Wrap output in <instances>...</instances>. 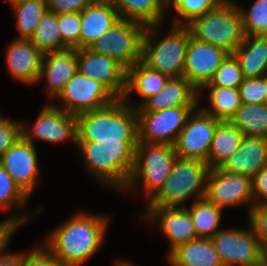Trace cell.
<instances>
[{
	"label": "cell",
	"instance_id": "obj_3",
	"mask_svg": "<svg viewBox=\"0 0 267 266\" xmlns=\"http://www.w3.org/2000/svg\"><path fill=\"white\" fill-rule=\"evenodd\" d=\"M138 141L120 143L77 142L89 172L104 185L125 191L134 166Z\"/></svg>",
	"mask_w": 267,
	"mask_h": 266
},
{
	"label": "cell",
	"instance_id": "obj_50",
	"mask_svg": "<svg viewBox=\"0 0 267 266\" xmlns=\"http://www.w3.org/2000/svg\"><path fill=\"white\" fill-rule=\"evenodd\" d=\"M8 2V4L12 7L20 2H24L26 0H6Z\"/></svg>",
	"mask_w": 267,
	"mask_h": 266
},
{
	"label": "cell",
	"instance_id": "obj_6",
	"mask_svg": "<svg viewBox=\"0 0 267 266\" xmlns=\"http://www.w3.org/2000/svg\"><path fill=\"white\" fill-rule=\"evenodd\" d=\"M209 170L204 161L177 157L163 187L146 207H185L181 204L189 197L203 198Z\"/></svg>",
	"mask_w": 267,
	"mask_h": 266
},
{
	"label": "cell",
	"instance_id": "obj_20",
	"mask_svg": "<svg viewBox=\"0 0 267 266\" xmlns=\"http://www.w3.org/2000/svg\"><path fill=\"white\" fill-rule=\"evenodd\" d=\"M198 90L184 77L169 78L164 87L146 99L136 112H155L175 107H197Z\"/></svg>",
	"mask_w": 267,
	"mask_h": 266
},
{
	"label": "cell",
	"instance_id": "obj_31",
	"mask_svg": "<svg viewBox=\"0 0 267 266\" xmlns=\"http://www.w3.org/2000/svg\"><path fill=\"white\" fill-rule=\"evenodd\" d=\"M192 219L196 234L200 238H211L218 230L223 209L209 202L205 197L185 207Z\"/></svg>",
	"mask_w": 267,
	"mask_h": 266
},
{
	"label": "cell",
	"instance_id": "obj_48",
	"mask_svg": "<svg viewBox=\"0 0 267 266\" xmlns=\"http://www.w3.org/2000/svg\"><path fill=\"white\" fill-rule=\"evenodd\" d=\"M116 266H135L134 264L128 262V260H117L115 263Z\"/></svg>",
	"mask_w": 267,
	"mask_h": 266
},
{
	"label": "cell",
	"instance_id": "obj_22",
	"mask_svg": "<svg viewBox=\"0 0 267 266\" xmlns=\"http://www.w3.org/2000/svg\"><path fill=\"white\" fill-rule=\"evenodd\" d=\"M80 19V49H84L121 18L110 0H94L80 12Z\"/></svg>",
	"mask_w": 267,
	"mask_h": 266
},
{
	"label": "cell",
	"instance_id": "obj_38",
	"mask_svg": "<svg viewBox=\"0 0 267 266\" xmlns=\"http://www.w3.org/2000/svg\"><path fill=\"white\" fill-rule=\"evenodd\" d=\"M58 25L62 37V50L80 49V13L58 14Z\"/></svg>",
	"mask_w": 267,
	"mask_h": 266
},
{
	"label": "cell",
	"instance_id": "obj_36",
	"mask_svg": "<svg viewBox=\"0 0 267 266\" xmlns=\"http://www.w3.org/2000/svg\"><path fill=\"white\" fill-rule=\"evenodd\" d=\"M243 79L237 59L233 54H228L215 71L212 80L204 86L239 88Z\"/></svg>",
	"mask_w": 267,
	"mask_h": 266
},
{
	"label": "cell",
	"instance_id": "obj_13",
	"mask_svg": "<svg viewBox=\"0 0 267 266\" xmlns=\"http://www.w3.org/2000/svg\"><path fill=\"white\" fill-rule=\"evenodd\" d=\"M220 122L197 107L188 117L174 144L177 157L207 163L212 138Z\"/></svg>",
	"mask_w": 267,
	"mask_h": 266
},
{
	"label": "cell",
	"instance_id": "obj_30",
	"mask_svg": "<svg viewBox=\"0 0 267 266\" xmlns=\"http://www.w3.org/2000/svg\"><path fill=\"white\" fill-rule=\"evenodd\" d=\"M229 122L245 136L267 138V103H242Z\"/></svg>",
	"mask_w": 267,
	"mask_h": 266
},
{
	"label": "cell",
	"instance_id": "obj_46",
	"mask_svg": "<svg viewBox=\"0 0 267 266\" xmlns=\"http://www.w3.org/2000/svg\"><path fill=\"white\" fill-rule=\"evenodd\" d=\"M6 250L7 247L0 252V266H21L22 253H12Z\"/></svg>",
	"mask_w": 267,
	"mask_h": 266
},
{
	"label": "cell",
	"instance_id": "obj_11",
	"mask_svg": "<svg viewBox=\"0 0 267 266\" xmlns=\"http://www.w3.org/2000/svg\"><path fill=\"white\" fill-rule=\"evenodd\" d=\"M210 239L224 266H251L265 254L252 226L218 230Z\"/></svg>",
	"mask_w": 267,
	"mask_h": 266
},
{
	"label": "cell",
	"instance_id": "obj_5",
	"mask_svg": "<svg viewBox=\"0 0 267 266\" xmlns=\"http://www.w3.org/2000/svg\"><path fill=\"white\" fill-rule=\"evenodd\" d=\"M191 36L232 54L243 42L244 32L237 4L225 0L216 9L194 18L186 25Z\"/></svg>",
	"mask_w": 267,
	"mask_h": 266
},
{
	"label": "cell",
	"instance_id": "obj_39",
	"mask_svg": "<svg viewBox=\"0 0 267 266\" xmlns=\"http://www.w3.org/2000/svg\"><path fill=\"white\" fill-rule=\"evenodd\" d=\"M248 214L250 225L260 241L264 253H267V201L254 204Z\"/></svg>",
	"mask_w": 267,
	"mask_h": 266
},
{
	"label": "cell",
	"instance_id": "obj_16",
	"mask_svg": "<svg viewBox=\"0 0 267 266\" xmlns=\"http://www.w3.org/2000/svg\"><path fill=\"white\" fill-rule=\"evenodd\" d=\"M228 54L222 48L197 40L190 33L183 76L200 92Z\"/></svg>",
	"mask_w": 267,
	"mask_h": 266
},
{
	"label": "cell",
	"instance_id": "obj_8",
	"mask_svg": "<svg viewBox=\"0 0 267 266\" xmlns=\"http://www.w3.org/2000/svg\"><path fill=\"white\" fill-rule=\"evenodd\" d=\"M146 26L140 22L120 19L97 38L88 49L112 57L126 70L142 60V44Z\"/></svg>",
	"mask_w": 267,
	"mask_h": 266
},
{
	"label": "cell",
	"instance_id": "obj_15",
	"mask_svg": "<svg viewBox=\"0 0 267 266\" xmlns=\"http://www.w3.org/2000/svg\"><path fill=\"white\" fill-rule=\"evenodd\" d=\"M35 145L22 136L2 155L0 165L29 197L38 183L39 163Z\"/></svg>",
	"mask_w": 267,
	"mask_h": 266
},
{
	"label": "cell",
	"instance_id": "obj_28",
	"mask_svg": "<svg viewBox=\"0 0 267 266\" xmlns=\"http://www.w3.org/2000/svg\"><path fill=\"white\" fill-rule=\"evenodd\" d=\"M121 19L136 21L146 27L163 23L166 0H110Z\"/></svg>",
	"mask_w": 267,
	"mask_h": 266
},
{
	"label": "cell",
	"instance_id": "obj_1",
	"mask_svg": "<svg viewBox=\"0 0 267 266\" xmlns=\"http://www.w3.org/2000/svg\"><path fill=\"white\" fill-rule=\"evenodd\" d=\"M110 219L79 211L50 232L42 246L64 266H83L102 246Z\"/></svg>",
	"mask_w": 267,
	"mask_h": 266
},
{
	"label": "cell",
	"instance_id": "obj_45",
	"mask_svg": "<svg viewBox=\"0 0 267 266\" xmlns=\"http://www.w3.org/2000/svg\"><path fill=\"white\" fill-rule=\"evenodd\" d=\"M254 204L267 201V166L259 170L252 178Z\"/></svg>",
	"mask_w": 267,
	"mask_h": 266
},
{
	"label": "cell",
	"instance_id": "obj_25",
	"mask_svg": "<svg viewBox=\"0 0 267 266\" xmlns=\"http://www.w3.org/2000/svg\"><path fill=\"white\" fill-rule=\"evenodd\" d=\"M232 54L244 78H259L267 73V37L245 35L243 42Z\"/></svg>",
	"mask_w": 267,
	"mask_h": 266
},
{
	"label": "cell",
	"instance_id": "obj_42",
	"mask_svg": "<svg viewBox=\"0 0 267 266\" xmlns=\"http://www.w3.org/2000/svg\"><path fill=\"white\" fill-rule=\"evenodd\" d=\"M21 266H64L43 246L35 247L29 254L22 252Z\"/></svg>",
	"mask_w": 267,
	"mask_h": 266
},
{
	"label": "cell",
	"instance_id": "obj_14",
	"mask_svg": "<svg viewBox=\"0 0 267 266\" xmlns=\"http://www.w3.org/2000/svg\"><path fill=\"white\" fill-rule=\"evenodd\" d=\"M21 128L22 137L33 145L34 138L50 143L71 139L74 145L77 144L76 115L67 113L53 104L42 108L32 127H26L22 122Z\"/></svg>",
	"mask_w": 267,
	"mask_h": 266
},
{
	"label": "cell",
	"instance_id": "obj_17",
	"mask_svg": "<svg viewBox=\"0 0 267 266\" xmlns=\"http://www.w3.org/2000/svg\"><path fill=\"white\" fill-rule=\"evenodd\" d=\"M77 70L87 78L100 81L117 98H123L126 69L112 57L94 53L88 48L77 49Z\"/></svg>",
	"mask_w": 267,
	"mask_h": 266
},
{
	"label": "cell",
	"instance_id": "obj_19",
	"mask_svg": "<svg viewBox=\"0 0 267 266\" xmlns=\"http://www.w3.org/2000/svg\"><path fill=\"white\" fill-rule=\"evenodd\" d=\"M43 53L31 40L15 39L7 47L6 65L12 77L25 84L38 82Z\"/></svg>",
	"mask_w": 267,
	"mask_h": 266
},
{
	"label": "cell",
	"instance_id": "obj_40",
	"mask_svg": "<svg viewBox=\"0 0 267 266\" xmlns=\"http://www.w3.org/2000/svg\"><path fill=\"white\" fill-rule=\"evenodd\" d=\"M241 102L244 104L265 103V91L262 77L244 78L239 86Z\"/></svg>",
	"mask_w": 267,
	"mask_h": 266
},
{
	"label": "cell",
	"instance_id": "obj_32",
	"mask_svg": "<svg viewBox=\"0 0 267 266\" xmlns=\"http://www.w3.org/2000/svg\"><path fill=\"white\" fill-rule=\"evenodd\" d=\"M30 40L43 54L62 50L58 15L47 11L37 24Z\"/></svg>",
	"mask_w": 267,
	"mask_h": 266
},
{
	"label": "cell",
	"instance_id": "obj_43",
	"mask_svg": "<svg viewBox=\"0 0 267 266\" xmlns=\"http://www.w3.org/2000/svg\"><path fill=\"white\" fill-rule=\"evenodd\" d=\"M30 217V214L27 216L13 215L10 218L4 219L0 222V252L8 246L10 239L17 231L22 224L27 222V219Z\"/></svg>",
	"mask_w": 267,
	"mask_h": 266
},
{
	"label": "cell",
	"instance_id": "obj_35",
	"mask_svg": "<svg viewBox=\"0 0 267 266\" xmlns=\"http://www.w3.org/2000/svg\"><path fill=\"white\" fill-rule=\"evenodd\" d=\"M237 7L241 15L244 35L267 37V0H255L248 10L238 4Z\"/></svg>",
	"mask_w": 267,
	"mask_h": 266
},
{
	"label": "cell",
	"instance_id": "obj_44",
	"mask_svg": "<svg viewBox=\"0 0 267 266\" xmlns=\"http://www.w3.org/2000/svg\"><path fill=\"white\" fill-rule=\"evenodd\" d=\"M94 0H46L48 12L55 14L80 13Z\"/></svg>",
	"mask_w": 267,
	"mask_h": 266
},
{
	"label": "cell",
	"instance_id": "obj_2",
	"mask_svg": "<svg viewBox=\"0 0 267 266\" xmlns=\"http://www.w3.org/2000/svg\"><path fill=\"white\" fill-rule=\"evenodd\" d=\"M126 101L118 98L106 107L76 115L77 142L138 141L136 107Z\"/></svg>",
	"mask_w": 267,
	"mask_h": 266
},
{
	"label": "cell",
	"instance_id": "obj_41",
	"mask_svg": "<svg viewBox=\"0 0 267 266\" xmlns=\"http://www.w3.org/2000/svg\"><path fill=\"white\" fill-rule=\"evenodd\" d=\"M22 122L0 116V159L4 152L21 136Z\"/></svg>",
	"mask_w": 267,
	"mask_h": 266
},
{
	"label": "cell",
	"instance_id": "obj_4",
	"mask_svg": "<svg viewBox=\"0 0 267 266\" xmlns=\"http://www.w3.org/2000/svg\"><path fill=\"white\" fill-rule=\"evenodd\" d=\"M160 28L161 24L146 27L141 61L149 68L157 70L169 78L182 77L190 31L186 25H173L169 34L159 42H155L156 40L152 39L153 35L160 32Z\"/></svg>",
	"mask_w": 267,
	"mask_h": 266
},
{
	"label": "cell",
	"instance_id": "obj_21",
	"mask_svg": "<svg viewBox=\"0 0 267 266\" xmlns=\"http://www.w3.org/2000/svg\"><path fill=\"white\" fill-rule=\"evenodd\" d=\"M77 71V49L67 48L45 53L38 81L45 78L48 96L56 98Z\"/></svg>",
	"mask_w": 267,
	"mask_h": 266
},
{
	"label": "cell",
	"instance_id": "obj_49",
	"mask_svg": "<svg viewBox=\"0 0 267 266\" xmlns=\"http://www.w3.org/2000/svg\"><path fill=\"white\" fill-rule=\"evenodd\" d=\"M265 91V103H267V73L262 76Z\"/></svg>",
	"mask_w": 267,
	"mask_h": 266
},
{
	"label": "cell",
	"instance_id": "obj_26",
	"mask_svg": "<svg viewBox=\"0 0 267 266\" xmlns=\"http://www.w3.org/2000/svg\"><path fill=\"white\" fill-rule=\"evenodd\" d=\"M169 77L157 70H153L142 61L137 62L126 70L125 100L134 92L142 98V103L149 97L156 95L166 84Z\"/></svg>",
	"mask_w": 267,
	"mask_h": 266
},
{
	"label": "cell",
	"instance_id": "obj_34",
	"mask_svg": "<svg viewBox=\"0 0 267 266\" xmlns=\"http://www.w3.org/2000/svg\"><path fill=\"white\" fill-rule=\"evenodd\" d=\"M225 0H166V7L173 6L179 18L172 25H187L194 18L216 9ZM182 19H181V18ZM182 20H186V23Z\"/></svg>",
	"mask_w": 267,
	"mask_h": 266
},
{
	"label": "cell",
	"instance_id": "obj_37",
	"mask_svg": "<svg viewBox=\"0 0 267 266\" xmlns=\"http://www.w3.org/2000/svg\"><path fill=\"white\" fill-rule=\"evenodd\" d=\"M27 199L28 196L0 165V209L7 211L14 204L21 210L26 205Z\"/></svg>",
	"mask_w": 267,
	"mask_h": 266
},
{
	"label": "cell",
	"instance_id": "obj_23",
	"mask_svg": "<svg viewBox=\"0 0 267 266\" xmlns=\"http://www.w3.org/2000/svg\"><path fill=\"white\" fill-rule=\"evenodd\" d=\"M265 166H267V138L244 136L238 150L221 169L252 179Z\"/></svg>",
	"mask_w": 267,
	"mask_h": 266
},
{
	"label": "cell",
	"instance_id": "obj_9",
	"mask_svg": "<svg viewBox=\"0 0 267 266\" xmlns=\"http://www.w3.org/2000/svg\"><path fill=\"white\" fill-rule=\"evenodd\" d=\"M58 98L63 105L56 107L73 115L101 109L118 99L100 81L87 78L79 71L69 79Z\"/></svg>",
	"mask_w": 267,
	"mask_h": 266
},
{
	"label": "cell",
	"instance_id": "obj_29",
	"mask_svg": "<svg viewBox=\"0 0 267 266\" xmlns=\"http://www.w3.org/2000/svg\"><path fill=\"white\" fill-rule=\"evenodd\" d=\"M209 88V107L200 108L204 113L219 121H230L242 105L239 88L203 86Z\"/></svg>",
	"mask_w": 267,
	"mask_h": 266
},
{
	"label": "cell",
	"instance_id": "obj_7",
	"mask_svg": "<svg viewBox=\"0 0 267 266\" xmlns=\"http://www.w3.org/2000/svg\"><path fill=\"white\" fill-rule=\"evenodd\" d=\"M176 158L173 145L138 142L134 166L125 192L135 190L141 180L149 202L163 187Z\"/></svg>",
	"mask_w": 267,
	"mask_h": 266
},
{
	"label": "cell",
	"instance_id": "obj_47",
	"mask_svg": "<svg viewBox=\"0 0 267 266\" xmlns=\"http://www.w3.org/2000/svg\"><path fill=\"white\" fill-rule=\"evenodd\" d=\"M251 266H267V253H265L264 255H262Z\"/></svg>",
	"mask_w": 267,
	"mask_h": 266
},
{
	"label": "cell",
	"instance_id": "obj_18",
	"mask_svg": "<svg viewBox=\"0 0 267 266\" xmlns=\"http://www.w3.org/2000/svg\"><path fill=\"white\" fill-rule=\"evenodd\" d=\"M145 210L141 218L151 219L152 223L153 220L158 223L156 225L160 226L161 231L170 240L168 255L178 246L199 238L185 207H146Z\"/></svg>",
	"mask_w": 267,
	"mask_h": 266
},
{
	"label": "cell",
	"instance_id": "obj_33",
	"mask_svg": "<svg viewBox=\"0 0 267 266\" xmlns=\"http://www.w3.org/2000/svg\"><path fill=\"white\" fill-rule=\"evenodd\" d=\"M17 18L19 38L30 40L37 24L48 11L46 0H26L12 6Z\"/></svg>",
	"mask_w": 267,
	"mask_h": 266
},
{
	"label": "cell",
	"instance_id": "obj_27",
	"mask_svg": "<svg viewBox=\"0 0 267 266\" xmlns=\"http://www.w3.org/2000/svg\"><path fill=\"white\" fill-rule=\"evenodd\" d=\"M244 134L229 121H221L215 129L207 164L210 169L221 168L238 150Z\"/></svg>",
	"mask_w": 267,
	"mask_h": 266
},
{
	"label": "cell",
	"instance_id": "obj_24",
	"mask_svg": "<svg viewBox=\"0 0 267 266\" xmlns=\"http://www.w3.org/2000/svg\"><path fill=\"white\" fill-rule=\"evenodd\" d=\"M171 266H224L210 238H197L182 244L168 256Z\"/></svg>",
	"mask_w": 267,
	"mask_h": 266
},
{
	"label": "cell",
	"instance_id": "obj_10",
	"mask_svg": "<svg viewBox=\"0 0 267 266\" xmlns=\"http://www.w3.org/2000/svg\"><path fill=\"white\" fill-rule=\"evenodd\" d=\"M197 107H175L155 112H137L138 142L175 144L188 117Z\"/></svg>",
	"mask_w": 267,
	"mask_h": 266
},
{
	"label": "cell",
	"instance_id": "obj_12",
	"mask_svg": "<svg viewBox=\"0 0 267 266\" xmlns=\"http://www.w3.org/2000/svg\"><path fill=\"white\" fill-rule=\"evenodd\" d=\"M209 202L224 209L248 203L249 213L254 206L252 179L221 168L210 169L204 196Z\"/></svg>",
	"mask_w": 267,
	"mask_h": 266
}]
</instances>
